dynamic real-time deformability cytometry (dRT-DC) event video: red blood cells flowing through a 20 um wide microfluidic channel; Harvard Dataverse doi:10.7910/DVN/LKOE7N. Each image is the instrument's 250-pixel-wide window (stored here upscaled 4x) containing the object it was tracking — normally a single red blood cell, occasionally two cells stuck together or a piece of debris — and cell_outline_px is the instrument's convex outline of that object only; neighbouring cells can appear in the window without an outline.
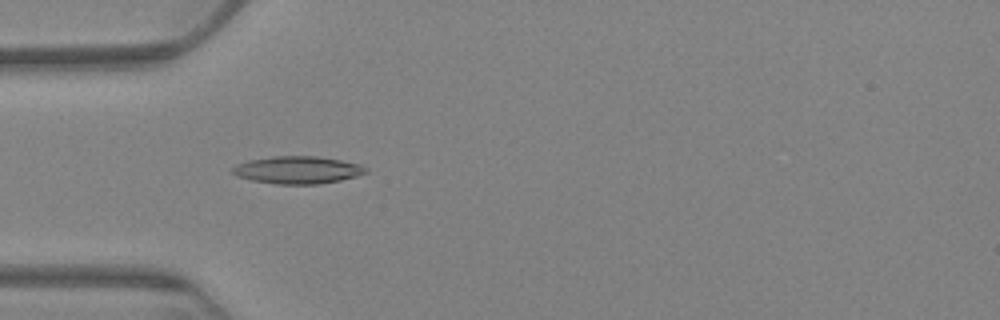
{"species": "Egyptian fruit bat (a non-hibernating species)", "species_latin": "Rousettus aegyptiacus", "temperature_condition": "warm", "stored_images_in_passage": 60, "camera_frame_rate_fps": 3000, "um_per_image_px": 0.085, "animal": {"sex": "female"}, "frame": {"image": 1, "passage_image": 17, "time_ms": 5.333, "image_size_px": [1000, 320], "cell_outline_px": [[368, 172], [356, 176], [340, 180], [316, 184], [276, 184], [252, 180], [236, 176], [232, 172], [232, 168], [236, 164], [248, 160], [272, 156], [316, 156], [340, 160], [360, 164], [368, 168]], "centroid_in_image_um": [25.28, 14.44], "position_along_channel_um": 59.7, "area_um2": 21.33}}
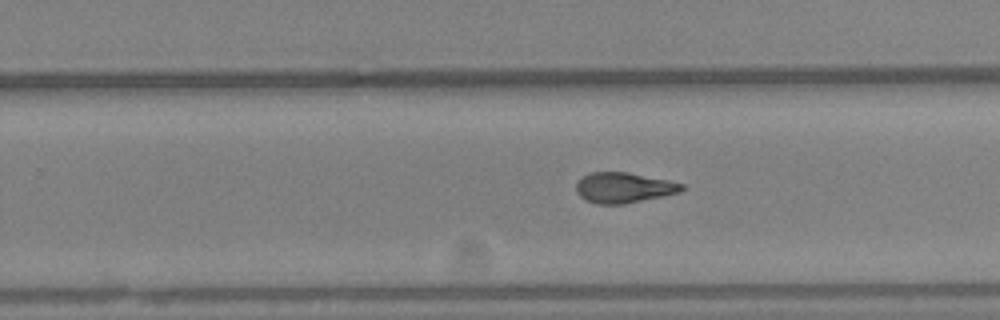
{"frame": {"image": 2, "passage_image": 37, "time_ms": 12.0, "image_size_px": [1000, 320], "cell_outline_px": [[684, 188], [680, 192], [624, 204], [596, 204], [584, 200], [576, 192], [576, 180], [592, 172], [628, 172], [668, 180], [684, 184]], "centroid_in_image_um": [52.98, 15.95], "position_along_channel_um": 276.8, "area_um2": 18.73}}
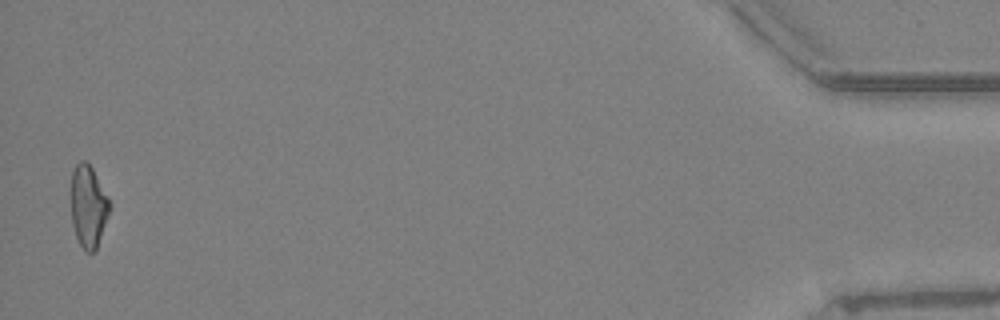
{"frame": {"image": 3, "passage_image": 59, "time_ms": 19.333, "image_size_px": [1000, 320], "cell_outline_px": [[112, 208], [96, 248], [92, 252], [84, 252], [76, 236], [72, 224], [68, 196], [68, 192], [72, 172], [76, 164], [80, 160], [88, 160], [108, 196], [112, 204]], "centroid_in_image_um": [7.47, 17.48], "position_along_channel_um": 427.7, "area_um2": 19.42}, "authors_computed_cell_mechanics": {"area_um2": 19.3919, "velocity_mm_per_s": 3.3056, "shape_relaxation_time_tau1_ms": null, "shape_relaxation_time_tau2_ms": 2.6795, "deformation_change_tau1": null, "deformation_change_tau2": 0.1056}}